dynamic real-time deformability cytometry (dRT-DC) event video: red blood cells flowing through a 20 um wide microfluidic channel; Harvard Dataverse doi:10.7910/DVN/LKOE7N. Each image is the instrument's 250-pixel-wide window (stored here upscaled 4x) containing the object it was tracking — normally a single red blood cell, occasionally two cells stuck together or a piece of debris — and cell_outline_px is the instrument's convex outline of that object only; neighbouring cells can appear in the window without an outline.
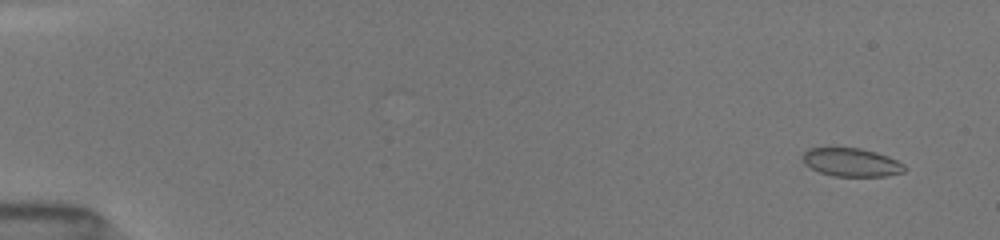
{"species": "common noctule bat (a hibernating species)", "species_latin": "Nyctalus noctula", "temperature_condition": "room temperature", "stored_images_in_passage": 6, "camera_frame_rate_fps": 3000, "um_per_image_px": 0.085, "animal": {"sex": "female", "body_mass_g": 19.5, "forearm_length_mm": 54.1}, "frame": {"image": 1, "passage_image": 1, "time_ms": 0.0, "image_size_px": [1000, 240], "cell_outline_px": [[908, 168], [904, 172], [888, 176], [836, 176], [820, 172], [804, 164], [804, 152], [812, 148], [860, 148], [876, 152], [888, 156], [904, 164]], "centroid_in_image_um": [72.43, 13.8], "position_along_channel_um": 12.6, "area_um2": 16.7}}
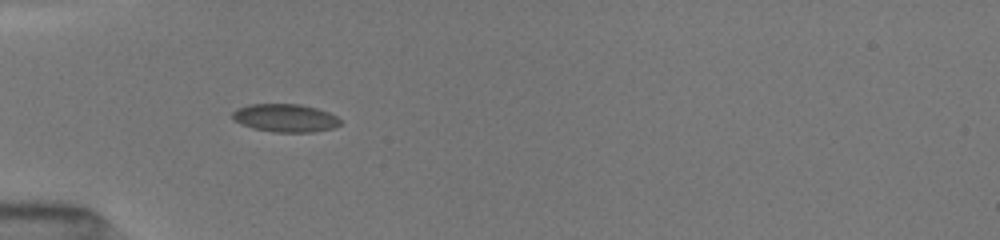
{"frame": {"image": 2, "passage_image": 5, "time_ms": 4.667, "image_size_px": [1000, 240], "cell_outline_px": [[340, 124], [332, 128], [312, 132], [272, 132], [252, 128], [240, 124], [232, 116], [232, 112], [248, 104], [300, 104], [316, 108], [328, 112], [336, 116], [340, 120]], "centroid_in_image_um": [24.24, 10.03], "position_along_channel_um": 60.8, "area_um2": 17.51}}
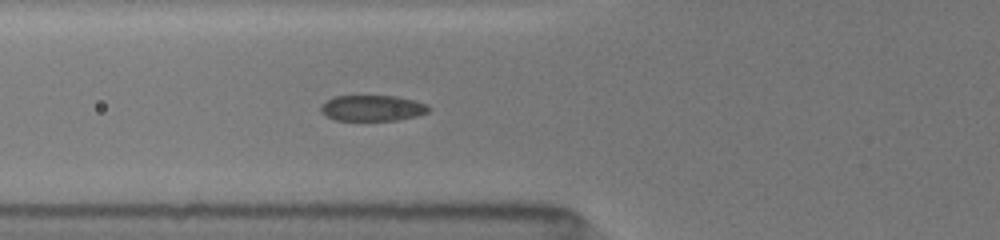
{"frame": {"image": 3, "passage_image": 6, "time_ms": 5.667, "image_size_px": [1000, 240], "cell_outline_px": [[428, 112], [416, 116], [396, 120], [336, 120], [320, 112], [320, 108], [328, 100], [336, 96], [396, 96], [428, 104]], "centroid_in_image_um": [31.66, 9.19], "position_along_channel_um": 94.1, "area_um2": 15.95}}